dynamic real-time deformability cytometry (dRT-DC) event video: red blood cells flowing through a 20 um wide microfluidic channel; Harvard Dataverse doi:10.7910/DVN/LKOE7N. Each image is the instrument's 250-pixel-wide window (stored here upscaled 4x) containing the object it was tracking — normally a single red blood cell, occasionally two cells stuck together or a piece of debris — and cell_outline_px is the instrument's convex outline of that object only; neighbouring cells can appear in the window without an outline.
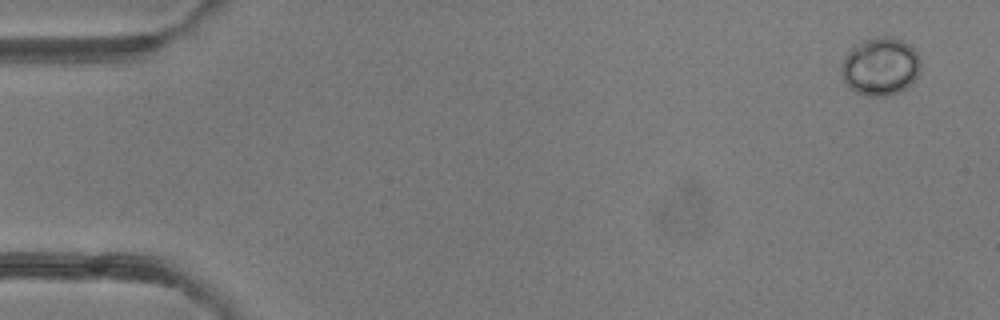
{"species": "common noctule bat (a hibernating species)", "species_latin": "Nyctalus noctula", "temperature_condition": "room temperature", "stored_images_in_passage": 48, "camera_frame_rate_fps": 3000, "um_per_image_px": 0.085, "animal": {"sex": "female"}, "frame": {"image": 1, "passage_image": 1, "time_ms": 0.0, "image_size_px": [1000, 320], "cell_outline_px": [[920, 72], [904, 88], [888, 96], [868, 96], [856, 92], [848, 88], [840, 72], [840, 64], [844, 56], [852, 44], [860, 40], [872, 36], [888, 36], [900, 40], [908, 44], [916, 52], [920, 60]], "centroid_in_image_um": [74.75, 5.61], "position_along_channel_um": 10.2, "area_um2": 27.11}}
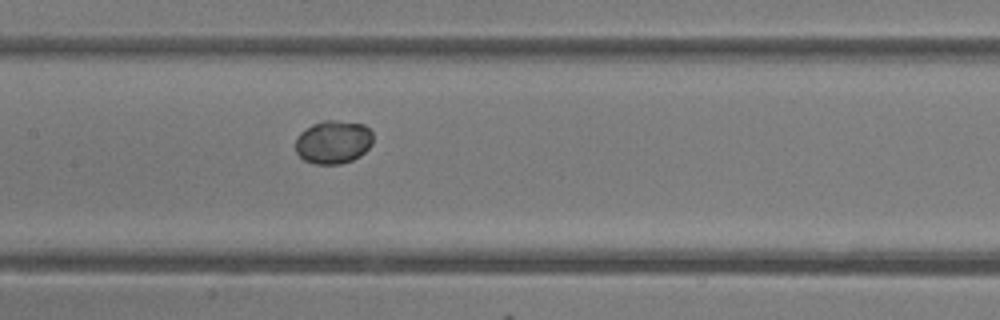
{"frame": {"image": 2, "passage_image": 23, "time_ms": 7.333, "image_size_px": [1000, 320], "cell_outline_px": [[372, 144], [360, 156], [352, 160], [340, 164], [312, 164], [304, 160], [296, 152], [296, 136], [300, 132], [312, 124], [324, 120], [336, 120], [364, 124], [372, 132]], "centroid_in_image_um": [28.31, 12.07], "position_along_channel_um": 179.1, "area_um2": 19.71}}
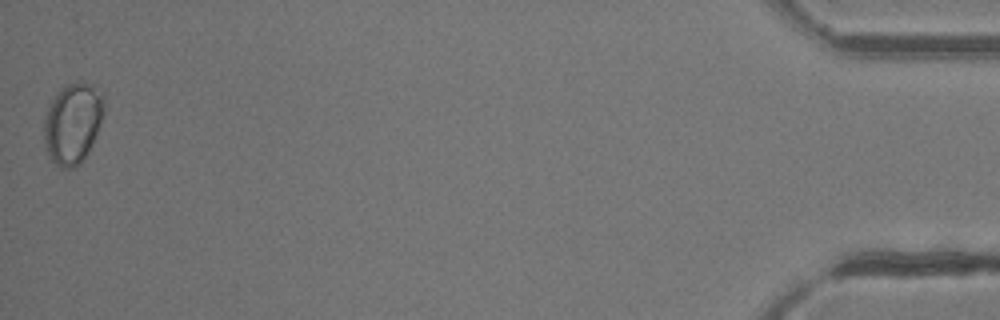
{"frame": {"image": 3, "passage_image": 48, "time_ms": 15.667, "image_size_px": [1000, 320], "cell_outline_px": [[104, 116], [92, 144], [84, 160], [76, 168], [60, 168], [48, 156], [44, 144], [44, 120], [48, 108], [52, 100], [68, 84], [84, 80], [104, 92]], "centroid_in_image_um": [6.22, 10.49], "position_along_channel_um": 429.0, "area_um2": 28.5}, "authors_computed_cell_mechanics": {"area_um2": 20.4323, "velocity_mm_per_s": 4.1733, "shape_relaxation_time_tau1_ms": 3.288, "shape_relaxation_time_tau2_ms": null, "deformation_change_tau1": 0.0466, "deformation_change_tau2": null}}